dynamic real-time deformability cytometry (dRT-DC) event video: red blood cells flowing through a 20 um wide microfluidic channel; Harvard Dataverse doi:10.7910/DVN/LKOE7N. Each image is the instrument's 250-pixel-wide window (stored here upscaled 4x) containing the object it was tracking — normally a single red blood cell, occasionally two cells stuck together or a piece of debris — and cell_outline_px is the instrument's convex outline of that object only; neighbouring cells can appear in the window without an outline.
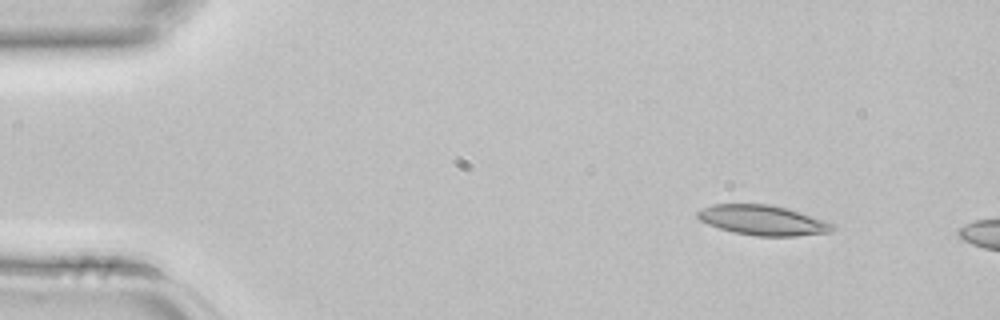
{"species": "common noctule bat (a hibernating species)", "species_latin": "Nyctalus noctula", "temperature_condition": "room temperature", "stored_images_in_passage": 2, "camera_frame_rate_fps": 3000, "um_per_image_px": 0.085, "animal": {"sex": "female", "body_mass_g": 22.7, "forearm_length_mm": 54.2}, "frame": {"image": 1, "passage_image": 1, "time_ms": 0.0, "image_size_px": [1000, 320], "cell_outline_px": [[836, 228], [828, 232], [796, 236], [756, 236], [736, 232], [720, 228], [708, 224], [700, 220], [696, 216], [696, 212], [712, 204], [768, 204], [788, 208], [836, 224]], "centroid_in_image_um": [64.86, 18.71], "position_along_channel_um": 20.1, "area_um2": 23.47}}